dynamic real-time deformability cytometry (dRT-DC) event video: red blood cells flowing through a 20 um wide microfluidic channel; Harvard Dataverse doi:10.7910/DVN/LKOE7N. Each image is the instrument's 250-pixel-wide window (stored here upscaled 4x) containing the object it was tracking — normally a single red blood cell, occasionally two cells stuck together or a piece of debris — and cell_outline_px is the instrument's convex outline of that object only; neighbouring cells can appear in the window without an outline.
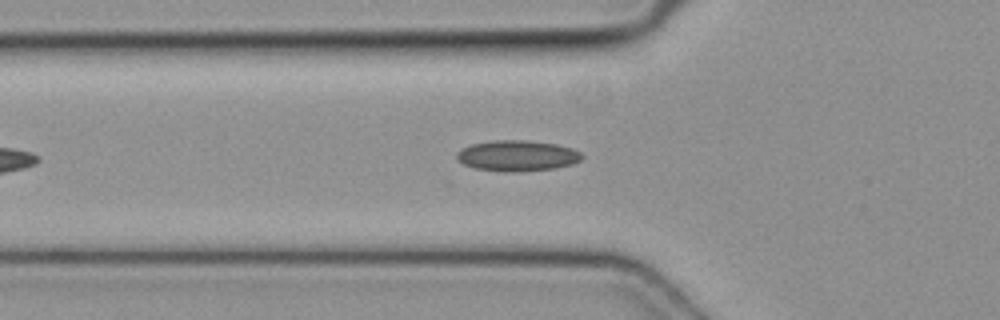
{"species": "common noctule bat (a hibernating species)", "species_latin": "Nyctalus noctula", "temperature_condition": "cold", "stored_images_in_passage": 40, "camera_frame_rate_fps": 3000, "um_per_image_px": 0.085, "animal": {"sex": "female", "body_mass_g": 19.3, "forearm_length_mm": 54.1}, "frame": {"image": 1, "passage_image": 9, "time_ms": 2.667, "image_size_px": [1000, 320], "cell_outline_px": [[584, 156], [580, 160], [572, 164], [556, 168], [516, 172], [504, 172], [476, 168], [464, 164], [456, 160], [456, 152], [472, 144], [492, 140], [524, 140], [556, 144], [572, 148], [580, 152]], "centroid_in_image_um": [43.96, 13.24], "position_along_channel_um": 81.8, "area_um2": 22.48}}
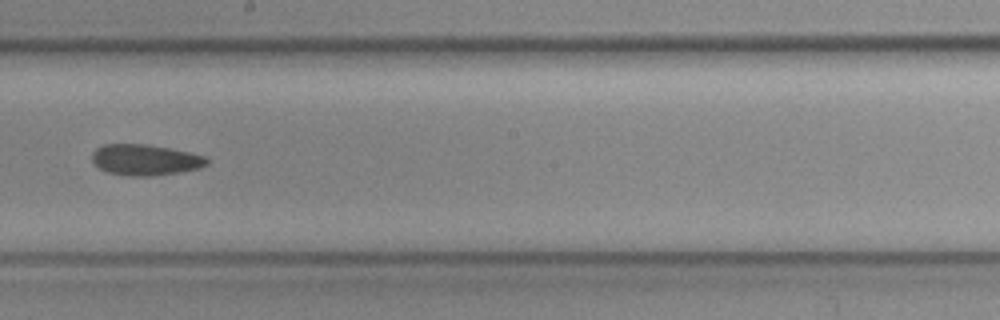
{"frame": {"image": 2, "passage_image": 20, "time_ms": 6.333, "image_size_px": [1000, 320], "cell_outline_px": [[208, 164], [200, 168], [180, 172], [152, 176], [128, 176], [108, 172], [100, 168], [92, 160], [92, 152], [96, 148], [104, 144], [144, 144], [168, 148], [188, 152], [204, 156], [208, 160]], "centroid_in_image_um": [12.33, 13.59], "position_along_channel_um": 235.9, "area_um2": 20.58}}
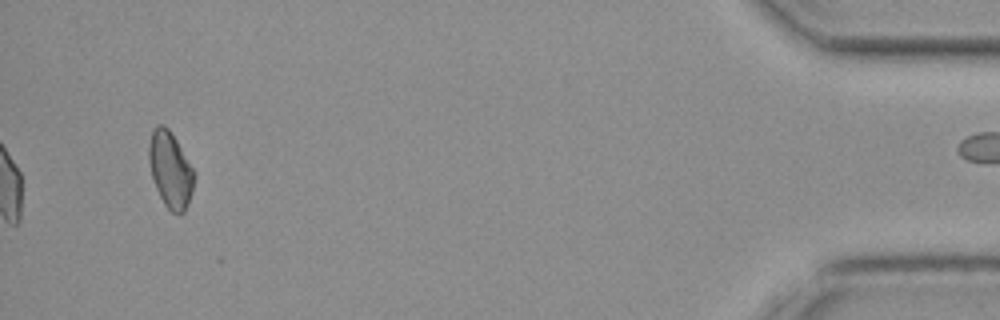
{"frame": {"image": 3, "passage_image": 39, "time_ms": 12.667, "image_size_px": [1000, 320], "cell_outline_px": [[196, 176], [192, 192], [188, 204], [184, 212], [180, 216], [172, 212], [164, 204], [152, 180], [148, 160], [148, 144], [152, 128], [156, 124], [164, 124], [168, 128], [176, 140], [196, 172]], "centroid_in_image_um": [14.47, 14.42], "position_along_channel_um": 420.7, "area_um2": 20.52}}